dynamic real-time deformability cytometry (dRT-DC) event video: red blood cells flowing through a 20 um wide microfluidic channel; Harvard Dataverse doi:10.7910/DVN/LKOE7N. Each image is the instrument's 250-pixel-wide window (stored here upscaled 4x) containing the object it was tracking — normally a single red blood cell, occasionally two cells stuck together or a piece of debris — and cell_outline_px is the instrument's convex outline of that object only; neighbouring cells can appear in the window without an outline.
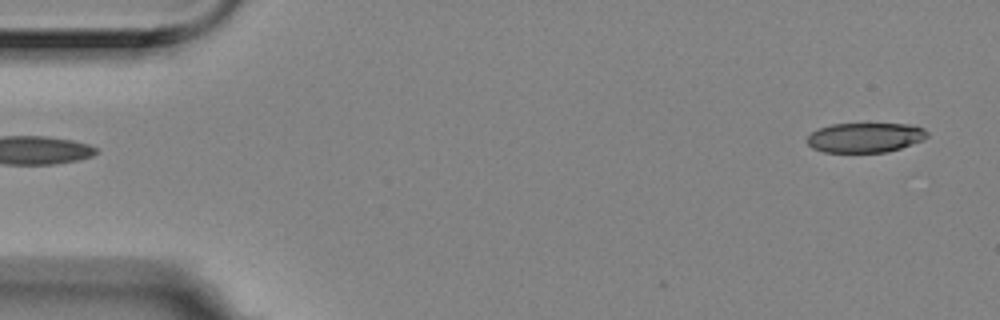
{"species": "Egyptian fruit bat (a non-hibernating species)", "species_latin": "Rousettus aegyptiacus", "temperature_condition": "room temperature", "stored_images_in_passage": 6, "camera_frame_rate_fps": 3000, "um_per_image_px": 0.085, "animal": {"sex": "female"}, "frame": {"image": 1, "passage_image": 1, "time_ms": 0.0, "image_size_px": [1000, 320], "cell_outline_px": [[928, 136], [924, 140], [888, 152], [824, 152], [812, 148], [804, 140], [812, 132], [820, 128], [832, 124], [908, 124], [924, 128], [928, 132]], "centroid_in_image_um": [73.54, 11.69], "position_along_channel_um": 11.5, "area_um2": 20.87}}
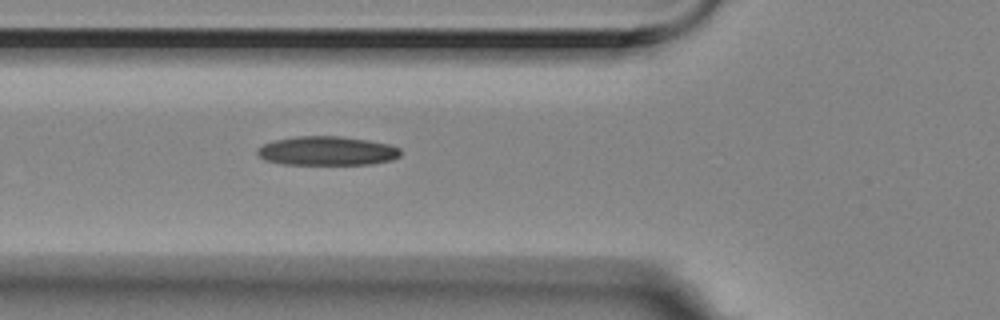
{"frame": {"image": 2, "passage_image": 6, "time_ms": 1.667, "image_size_px": [1000, 320], "cell_outline_px": [[400, 156], [392, 160], [372, 164], [280, 164], [264, 160], [256, 152], [256, 148], [264, 144], [276, 140], [296, 136], [340, 136], [368, 140], [388, 144], [400, 148]], "centroid_in_image_um": [27.79, 12.83], "position_along_channel_um": 98.0, "area_um2": 24.28}}